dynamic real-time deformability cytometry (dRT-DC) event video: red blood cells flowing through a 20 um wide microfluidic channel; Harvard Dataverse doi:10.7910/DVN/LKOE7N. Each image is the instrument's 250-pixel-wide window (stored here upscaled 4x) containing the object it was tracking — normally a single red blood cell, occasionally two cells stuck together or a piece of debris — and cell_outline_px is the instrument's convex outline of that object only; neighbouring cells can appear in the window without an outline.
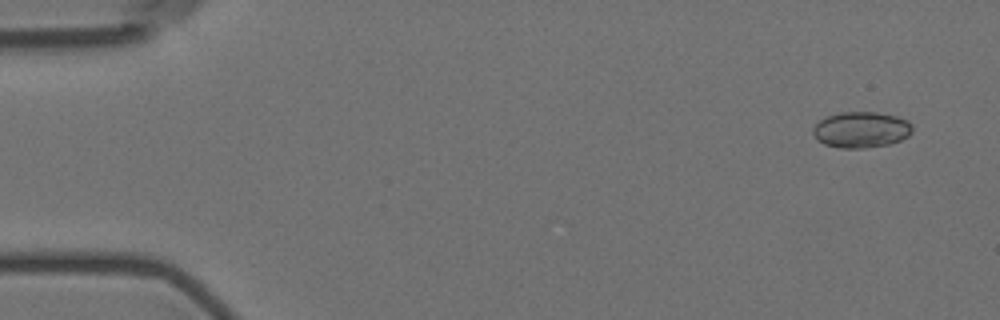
{"species": "Egyptian fruit bat (a non-hibernating species)", "species_latin": "Rousettus aegyptiacus", "temperature_condition": "room temperature", "stored_images_in_passage": 5, "camera_frame_rate_fps": 3000, "um_per_image_px": 0.085, "animal": {"sex": "female"}, "frame": {"image": 1, "passage_image": 1, "time_ms": 0.0, "image_size_px": [1000, 320], "cell_outline_px": [[912, 132], [908, 136], [900, 140], [888, 144], [864, 148], [840, 148], [824, 144], [812, 132], [812, 128], [824, 116], [840, 112], [876, 112], [896, 116], [908, 120], [912, 124]], "centroid_in_image_um": [73.2, 11.01], "position_along_channel_um": 11.8, "area_um2": 20.87}}